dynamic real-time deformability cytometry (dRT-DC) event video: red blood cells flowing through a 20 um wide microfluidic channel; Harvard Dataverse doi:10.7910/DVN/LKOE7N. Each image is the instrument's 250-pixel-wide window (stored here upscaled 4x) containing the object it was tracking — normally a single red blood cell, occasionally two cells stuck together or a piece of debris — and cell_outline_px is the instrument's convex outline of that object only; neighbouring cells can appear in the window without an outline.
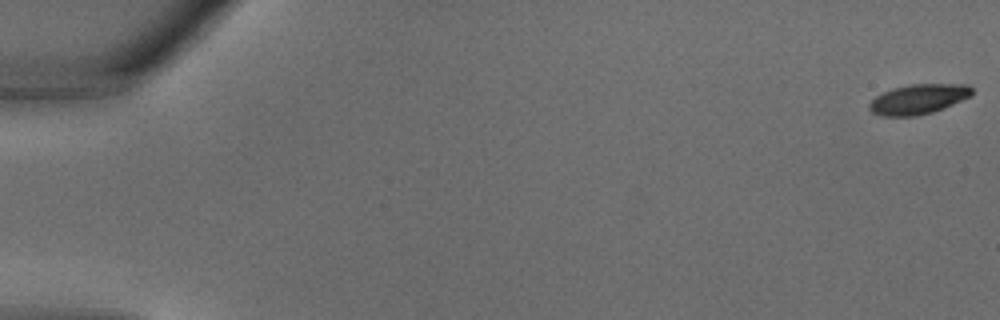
{"species": "common noctule bat (a hibernating species)", "species_latin": "Nyctalus noctula", "temperature_condition": "warm", "stored_images_in_passage": 7, "camera_frame_rate_fps": 3000, "um_per_image_px": 0.085, "animal": {"sex": "male", "body_mass_g": 18.8}, "frame": {"image": 1, "passage_image": 1, "time_ms": 0.0, "image_size_px": [1000, 320], "cell_outline_px": [[972, 96], [944, 108], [932, 112], [916, 116], [884, 116], [872, 112], [868, 108], [868, 104], [876, 96], [892, 88], [912, 84], [968, 84], [972, 88]], "centroid_in_image_um": [78.08, 8.42], "position_along_channel_um": 6.9, "area_um2": 17.92}}